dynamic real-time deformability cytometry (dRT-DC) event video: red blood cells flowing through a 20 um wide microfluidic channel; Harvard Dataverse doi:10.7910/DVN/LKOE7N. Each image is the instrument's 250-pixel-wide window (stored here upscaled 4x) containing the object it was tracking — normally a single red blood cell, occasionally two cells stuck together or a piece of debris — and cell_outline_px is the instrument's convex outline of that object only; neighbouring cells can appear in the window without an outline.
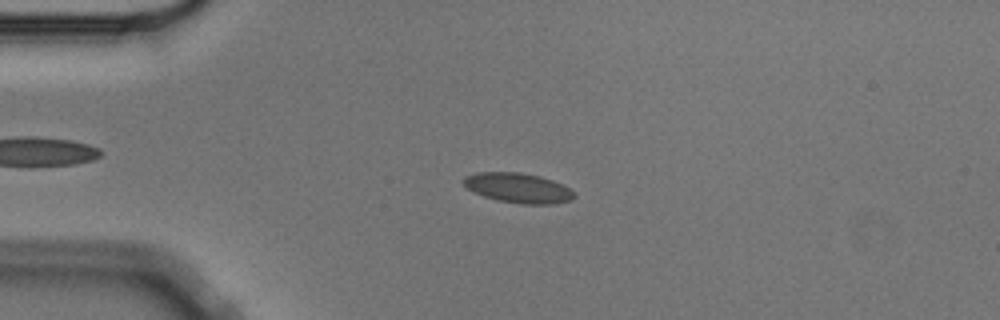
{"species": "Egyptian fruit bat (a non-hibernating species)", "species_latin": "Rousettus aegyptiacus", "temperature_condition": "cold", "stored_images_in_passage": 56, "camera_frame_rate_fps": 3000, "um_per_image_px": 0.085, "animal": {"sex": "male"}, "frame": {"image": 1, "passage_image": 13, "time_ms": 4.0, "image_size_px": [1000, 320], "cell_outline_px": [[576, 196], [572, 200], [556, 204], [520, 204], [496, 200], [484, 196], [468, 188], [464, 184], [464, 176], [476, 172], [520, 172], [540, 176], [552, 180], [568, 188]], "centroid_in_image_um": [44.05, 15.98], "position_along_channel_um": 41.0, "area_um2": 19.19}}
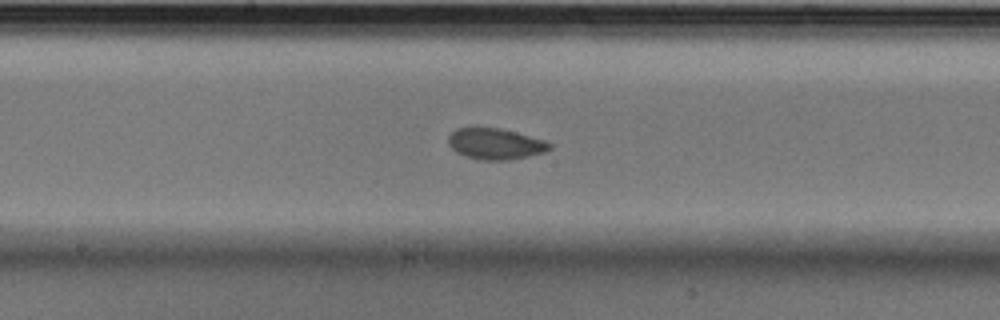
{"frame": {"image": 2, "passage_image": 29, "time_ms": 9.333, "image_size_px": [1000, 320], "cell_outline_px": [[552, 148], [544, 152], [528, 156], [508, 160], [480, 160], [456, 152], [448, 144], [448, 136], [456, 128], [472, 124], [500, 128], [516, 132], [544, 140], [552, 144]], "centroid_in_image_um": [42.05, 12.18], "position_along_channel_um": 206.1, "area_um2": 18.84}}
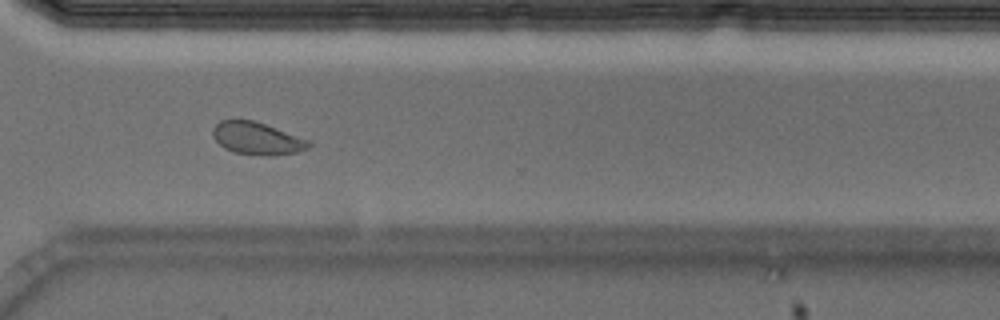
{"frame": {"image": 3, "passage_image": 41, "time_ms": 13.333, "image_size_px": [1000, 320], "cell_outline_px": [[312, 144], [308, 148], [296, 152], [272, 156], [268, 156], [236, 152], [224, 148], [212, 136], [212, 128], [220, 120], [252, 120], [312, 140]], "centroid_in_image_um": [21.87, 11.76], "position_along_channel_um": 348.7, "area_um2": 18.09}, "authors_computed_cell_mechanics": {"area_um2": 18.7272, "velocity_mm_per_s": 3.5709, "shape_relaxation_time_tau1_ms": 5.2182, "shape_relaxation_time_tau2_ms": 2.3186, "deformation_change_tau1": 0.0993, "deformation_change_tau2": 0.0623}}